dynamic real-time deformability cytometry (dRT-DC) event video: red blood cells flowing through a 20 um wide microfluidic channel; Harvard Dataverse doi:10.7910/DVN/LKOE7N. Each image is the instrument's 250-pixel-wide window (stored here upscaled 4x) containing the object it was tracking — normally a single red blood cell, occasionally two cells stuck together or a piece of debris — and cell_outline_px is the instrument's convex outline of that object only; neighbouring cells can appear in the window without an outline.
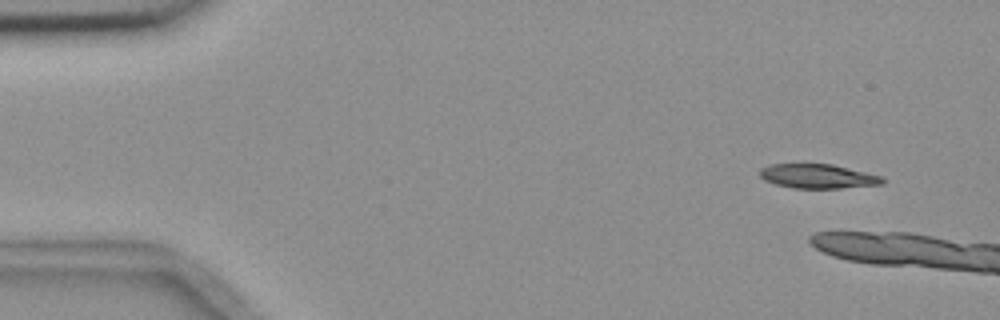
{"species": "common noctule bat (a hibernating species)", "species_latin": "Nyctalus noctula", "temperature_condition": "room temperature", "stored_images_in_passage": 3, "camera_frame_rate_fps": 3000, "um_per_image_px": 0.085, "animal": {"sex": "female", "body_mass_g": 18.4}, "frame": {"image": 1, "passage_image": 1, "time_ms": 0.0, "image_size_px": [1000, 320], "cell_outline_px": [[884, 184], [840, 188], [792, 188], [776, 184], [764, 180], [760, 176], [760, 168], [768, 164], [832, 164], [884, 176]], "centroid_in_image_um": [69.53, 14.98], "position_along_channel_um": 15.5, "area_um2": 17.46}}